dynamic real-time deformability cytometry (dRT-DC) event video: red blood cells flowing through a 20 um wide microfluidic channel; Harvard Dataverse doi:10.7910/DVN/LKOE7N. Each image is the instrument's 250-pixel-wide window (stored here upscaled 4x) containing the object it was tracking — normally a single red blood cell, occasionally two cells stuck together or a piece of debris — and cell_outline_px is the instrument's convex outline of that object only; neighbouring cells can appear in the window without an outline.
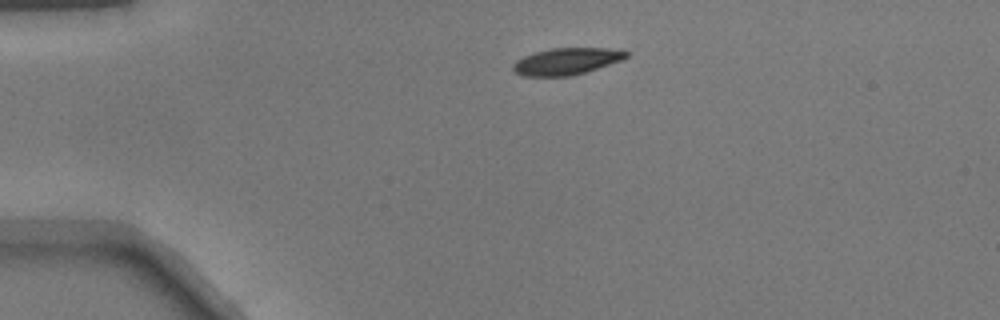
{"species": "common noctule bat (a hibernating species)", "species_latin": "Nyctalus noctula", "temperature_condition": "warm", "stored_images_in_passage": 40, "camera_frame_rate_fps": 3000, "um_per_image_px": 0.085, "animal": {"sex": "male", "body_mass_g": 17.9}, "frame": {"image": 1, "passage_image": 1, "time_ms": 0.0, "image_size_px": [1000, 320], "cell_outline_px": [[628, 56], [620, 60], [584, 72], [568, 76], [524, 76], [516, 72], [512, 68], [512, 64], [516, 60], [524, 56], [536, 52], [552, 48], [608, 48], [628, 52]], "centroid_in_image_um": [48.1, 5.21], "position_along_channel_um": 36.9, "area_um2": 17.28}}
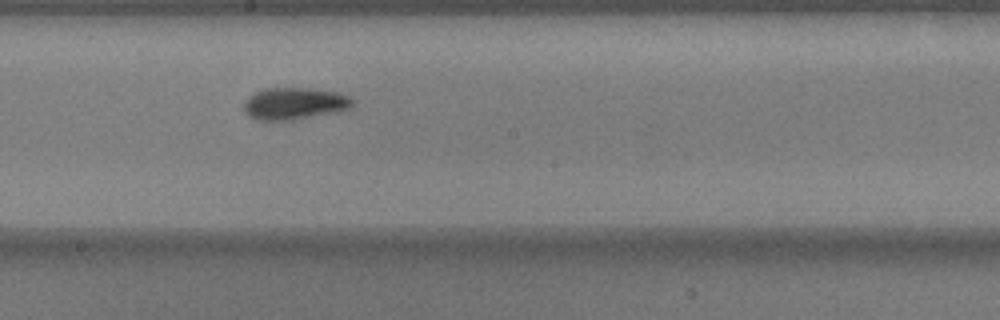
{"frame": {"image": 2, "passage_image": 18, "time_ms": 5.667, "image_size_px": [1000, 320], "cell_outline_px": [[352, 104], [348, 108], [336, 112], [292, 120], [260, 120], [248, 116], [244, 112], [244, 100], [248, 96], [264, 88], [312, 88], [340, 92], [348, 96], [352, 100]], "centroid_in_image_um": [24.99, 8.79], "position_along_channel_um": 223.2, "area_um2": 20.29}}
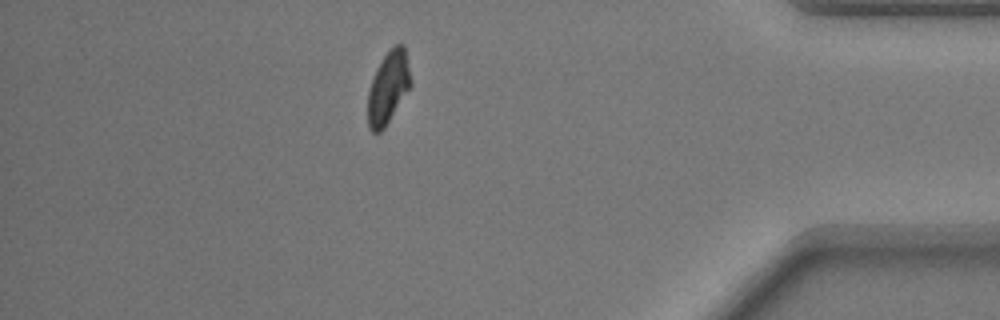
{"frame": {"image": 3, "passage_image": 34, "time_ms": 11.0, "image_size_px": [1000, 320], "cell_outline_px": [[412, 84], [384, 128], [380, 132], [372, 132], [368, 128], [368, 92], [376, 68], [384, 56], [396, 44], [404, 44], [412, 80]], "centroid_in_image_um": [33.0, 7.44], "position_along_channel_um": 402.2, "area_um2": 17.92}}